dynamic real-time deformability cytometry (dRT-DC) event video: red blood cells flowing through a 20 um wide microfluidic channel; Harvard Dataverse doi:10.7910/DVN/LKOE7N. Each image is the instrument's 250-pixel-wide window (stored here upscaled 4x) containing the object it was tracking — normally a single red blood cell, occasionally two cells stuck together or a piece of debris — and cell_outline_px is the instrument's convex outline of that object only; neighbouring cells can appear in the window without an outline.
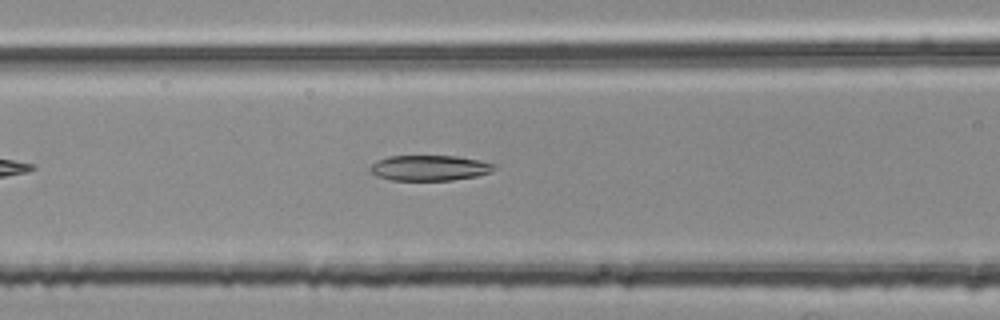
{"species": "common noctule bat (a hibernating species)", "species_latin": "Nyctalus noctula", "temperature_condition": "room temperature", "stored_images_in_passage": 27, "camera_frame_rate_fps": 3000, "um_per_image_px": 0.085, "animal": {"sex": "female", "body_mass_g": 25.1}, "frame": {"image": 1, "passage_image": 10, "time_ms": 3.0, "image_size_px": [1000, 320], "cell_outline_px": [[496, 168], [492, 172], [476, 176], [452, 180], [392, 180], [376, 176], [368, 168], [376, 160], [388, 156], [456, 156], [480, 160], [496, 164]], "centroid_in_image_um": [36.52, 14.27], "position_along_channel_um": 130.1, "area_um2": 18.5}}
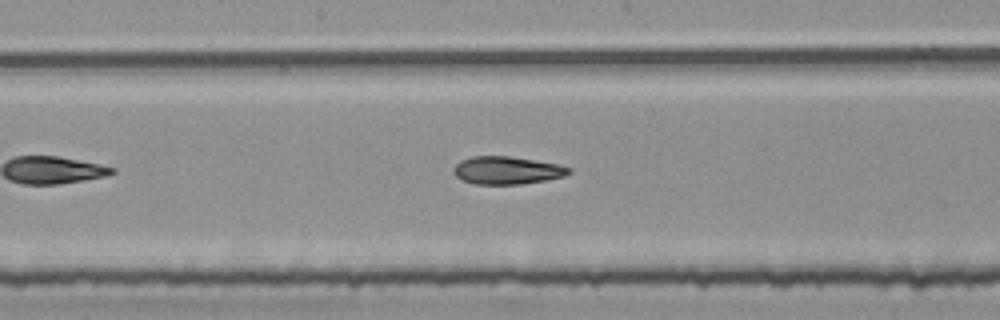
{"frame": {"image": 2, "passage_image": 16, "time_ms": 5.0, "image_size_px": [1000, 320], "cell_outline_px": [[572, 172], [564, 176], [544, 180], [520, 184], [476, 184], [464, 180], [456, 176], [452, 172], [452, 168], [460, 160], [472, 156], [508, 156], [560, 164], [572, 168]], "centroid_in_image_um": [43.09, 14.47], "position_along_channel_um": 205.1, "area_um2": 18.67}}
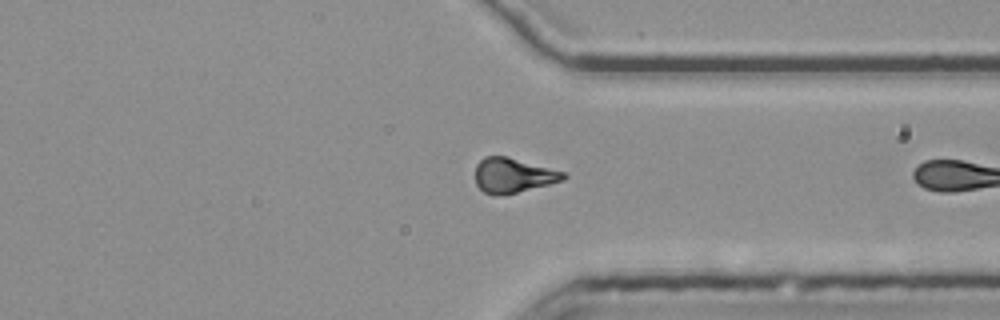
{"frame": {"image": 3, "passage_image": 26, "time_ms": 8.333, "image_size_px": [1000, 320], "cell_outline_px": [[568, 176], [564, 180], [504, 196], [492, 196], [484, 192], [476, 184], [476, 164], [484, 156], [508, 156], [564, 172]], "centroid_in_image_um": [43.6, 14.92], "position_along_channel_um": 367.8, "area_um2": 18.03}}